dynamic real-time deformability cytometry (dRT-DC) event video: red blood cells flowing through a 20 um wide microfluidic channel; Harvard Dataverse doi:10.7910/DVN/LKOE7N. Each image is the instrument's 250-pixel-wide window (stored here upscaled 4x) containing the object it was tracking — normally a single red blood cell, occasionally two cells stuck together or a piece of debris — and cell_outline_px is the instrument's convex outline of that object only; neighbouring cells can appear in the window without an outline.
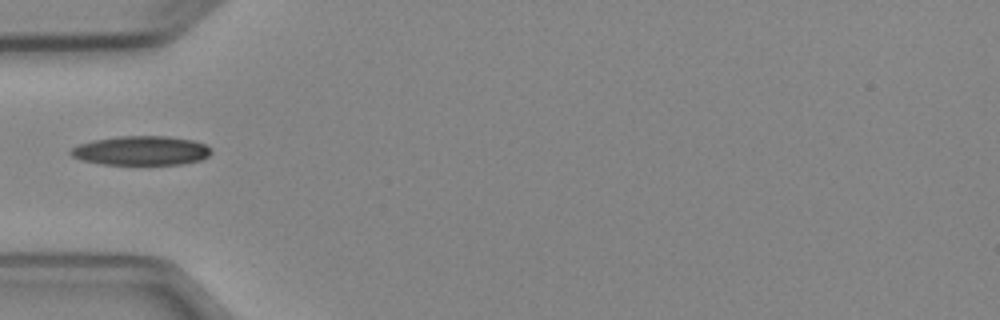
{"species": "Egyptian fruit bat (a non-hibernating species)", "species_latin": "Rousettus aegyptiacus", "temperature_condition": "cold", "stored_images_in_passage": 4, "camera_frame_rate_fps": 3000, "um_per_image_px": 0.085, "animal": {"sex": "female"}, "frame": {"image": 1, "passage_image": 4, "time_ms": 3.333, "image_size_px": [1000, 320], "cell_outline_px": [[212, 152], [208, 156], [200, 160], [180, 164], [104, 164], [84, 160], [72, 156], [68, 152], [72, 148], [80, 144], [92, 140], [116, 136], [168, 136], [192, 140], [204, 144], [212, 148]], "centroid_in_image_um": [12.01, 12.79], "position_along_channel_um": 73.0, "area_um2": 23.81}}